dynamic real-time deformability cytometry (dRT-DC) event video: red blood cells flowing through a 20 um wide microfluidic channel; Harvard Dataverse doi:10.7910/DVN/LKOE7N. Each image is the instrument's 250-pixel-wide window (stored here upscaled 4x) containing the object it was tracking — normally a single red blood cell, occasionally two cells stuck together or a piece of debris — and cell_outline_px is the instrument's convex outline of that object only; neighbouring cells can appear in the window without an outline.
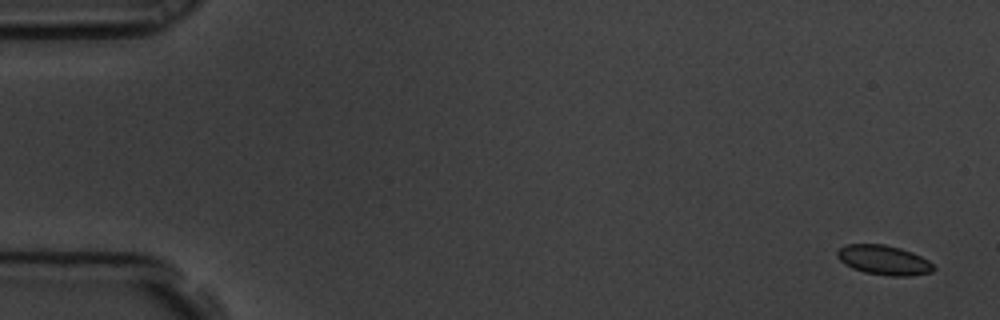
{"species": "common noctule bat (a hibernating species)", "species_latin": "Nyctalus noctula", "temperature_condition": "room temperature", "stored_images_in_passage": 8, "camera_frame_rate_fps": 3000, "um_per_image_px": 0.085, "animal": {"sex": "male", "body_mass_g": 19.5, "forearm_length_mm": 54.6}, "frame": {"image": 1, "passage_image": 1, "time_ms": 0.0, "image_size_px": [1000, 320], "cell_outline_px": [[936, 268], [932, 272], [908, 276], [892, 276], [864, 272], [852, 268], [844, 264], [836, 256], [836, 252], [840, 248], [848, 244], [884, 244], [900, 248], [912, 252], [928, 260]], "centroid_in_image_um": [75.12, 22.1], "position_along_channel_um": 9.9, "area_um2": 16.59}}
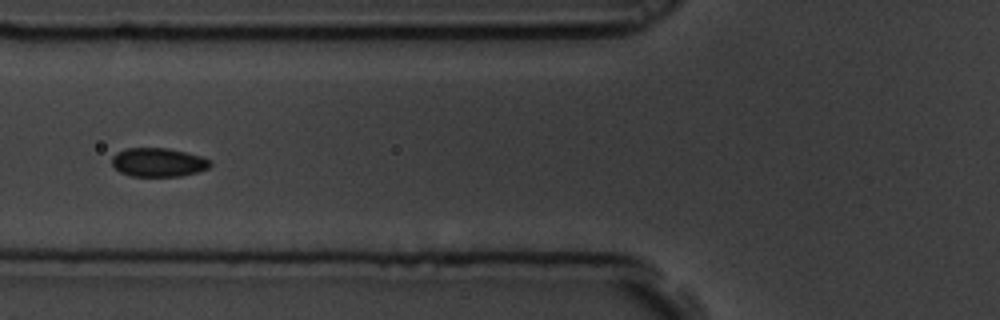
{"frame": {"image": 2, "passage_image": 7, "time_ms": 2.0, "image_size_px": [1000, 320], "cell_outline_px": [[212, 164], [208, 168], [196, 172], [180, 176], [132, 176], [120, 172], [112, 164], [112, 156], [116, 152], [124, 148], [168, 148], [200, 156], [212, 160]], "centroid_in_image_um": [13.44, 13.79], "position_along_channel_um": 112.4, "area_um2": 16.47}}
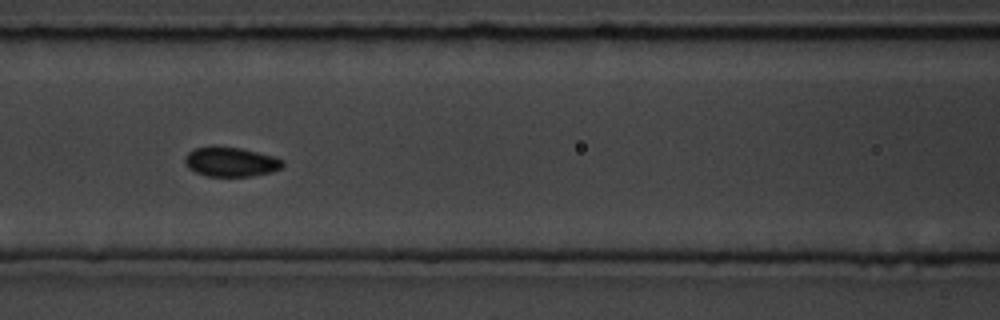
{"frame": {"image": 3, "passage_image": 8, "time_ms": 2.333, "image_size_px": [1000, 320], "cell_outline_px": [[284, 164], [280, 168], [272, 172], [252, 176], [208, 176], [196, 172], [188, 168], [184, 160], [184, 156], [188, 152], [196, 148], [240, 148], [272, 156], [284, 160]], "centroid_in_image_um": [19.63, 13.79], "position_along_channel_um": 147.0, "area_um2": 16.36}}